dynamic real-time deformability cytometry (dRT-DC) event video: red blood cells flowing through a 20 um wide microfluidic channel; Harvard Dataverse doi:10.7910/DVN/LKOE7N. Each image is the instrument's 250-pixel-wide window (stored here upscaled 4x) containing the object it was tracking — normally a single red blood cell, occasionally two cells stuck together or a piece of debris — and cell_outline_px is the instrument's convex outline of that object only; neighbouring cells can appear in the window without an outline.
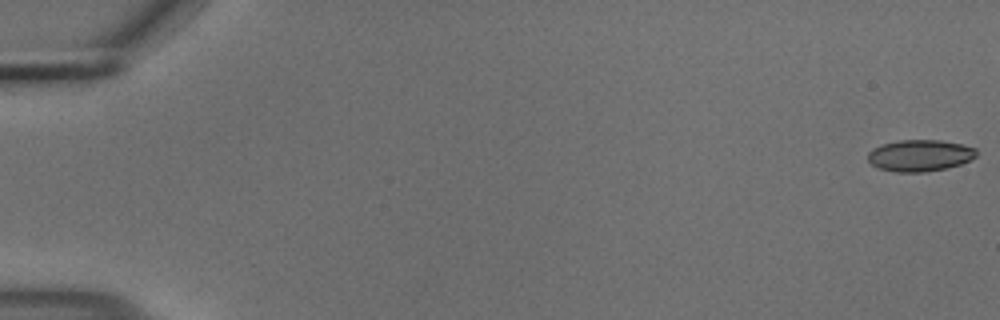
{"species": "common noctule bat (a hibernating species)", "species_latin": "Nyctalus noctula", "temperature_condition": "cold", "stored_images_in_passage": 13, "camera_frame_rate_fps": 3000, "um_per_image_px": 0.085, "animal": {"sex": "male", "body_mass_g": 18.8}, "frame": {"image": 1, "passage_image": 1, "time_ms": 0.0, "image_size_px": [1000, 320], "cell_outline_px": [[976, 156], [960, 164], [948, 168], [924, 172], [896, 172], [876, 168], [868, 160], [868, 152], [872, 148], [880, 144], [900, 140], [940, 140], [964, 144], [976, 148]], "centroid_in_image_um": [78.16, 13.21], "position_along_channel_um": 6.8, "area_um2": 20.17}}